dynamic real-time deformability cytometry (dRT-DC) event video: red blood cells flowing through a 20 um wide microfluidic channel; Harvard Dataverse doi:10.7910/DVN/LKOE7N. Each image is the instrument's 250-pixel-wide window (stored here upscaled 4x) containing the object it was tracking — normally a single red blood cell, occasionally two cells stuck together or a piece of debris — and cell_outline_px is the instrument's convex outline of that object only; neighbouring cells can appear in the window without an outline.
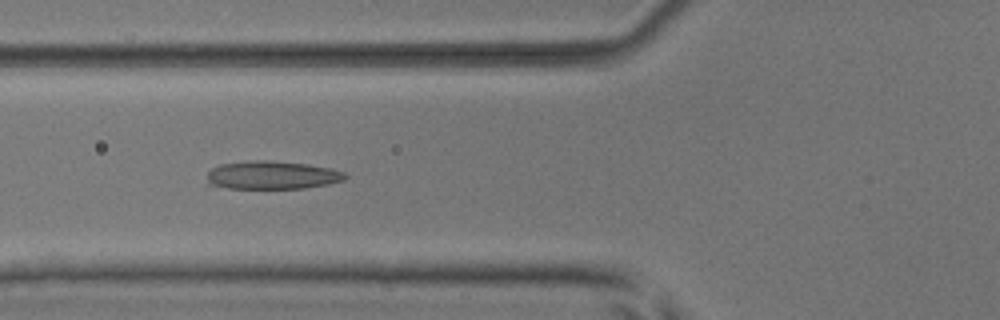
{"species": "common noctule bat (a hibernating species)", "species_latin": "Nyctalus noctula", "temperature_condition": "room temperature", "stored_images_in_passage": 6, "camera_frame_rate_fps": 3000, "um_per_image_px": 0.085, "animal": {"sex": "male", "body_mass_g": 17.9, "forearm_length_mm": 54.2}, "frame": {"image": 1, "passage_image": 4, "time_ms": 3.333, "image_size_px": [1000, 320], "cell_outline_px": [[348, 176], [344, 180], [328, 184], [304, 188], [228, 188], [208, 184], [208, 172], [212, 168], [220, 164], [256, 160], [268, 160], [308, 164], [332, 168], [344, 172]], "centroid_in_image_um": [23.16, 14.88], "position_along_channel_um": 102.6, "area_um2": 22.66}}
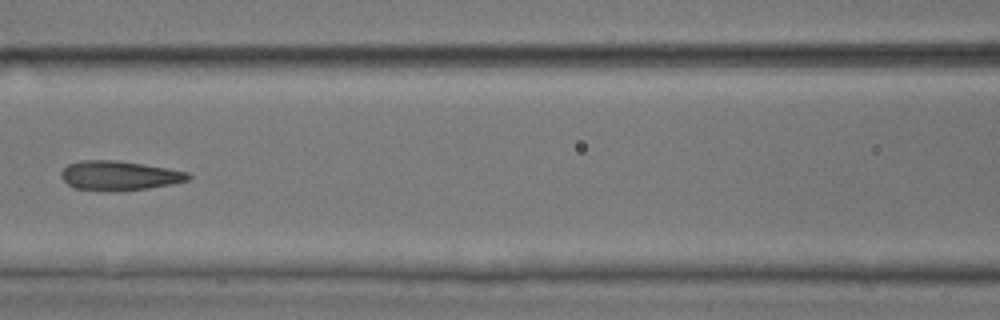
{"frame": {"image": 2, "passage_image": 5, "time_ms": 4.667, "image_size_px": [1000, 320], "cell_outline_px": [[192, 176], [188, 180], [172, 184], [148, 188], [72, 188], [60, 176], [60, 172], [68, 164], [80, 160], [116, 160], [144, 164], [168, 168], [188, 172]], "centroid_in_image_um": [10.15, 14.87], "position_along_channel_um": 156.4, "area_um2": 20.92}}